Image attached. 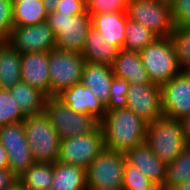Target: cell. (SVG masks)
<instances>
[{"mask_svg": "<svg viewBox=\"0 0 190 190\" xmlns=\"http://www.w3.org/2000/svg\"><path fill=\"white\" fill-rule=\"evenodd\" d=\"M21 82V54L7 42L0 45V89L10 90Z\"/></svg>", "mask_w": 190, "mask_h": 190, "instance_id": "603a6c76", "label": "cell"}, {"mask_svg": "<svg viewBox=\"0 0 190 190\" xmlns=\"http://www.w3.org/2000/svg\"><path fill=\"white\" fill-rule=\"evenodd\" d=\"M14 27L13 3L11 0H0V40L6 42Z\"/></svg>", "mask_w": 190, "mask_h": 190, "instance_id": "836d02e7", "label": "cell"}, {"mask_svg": "<svg viewBox=\"0 0 190 190\" xmlns=\"http://www.w3.org/2000/svg\"><path fill=\"white\" fill-rule=\"evenodd\" d=\"M125 157L129 164L139 168L155 185L164 186L167 165L155 156L146 142L133 147Z\"/></svg>", "mask_w": 190, "mask_h": 190, "instance_id": "e0dca14e", "label": "cell"}, {"mask_svg": "<svg viewBox=\"0 0 190 190\" xmlns=\"http://www.w3.org/2000/svg\"><path fill=\"white\" fill-rule=\"evenodd\" d=\"M146 144L168 165L187 147L181 121L165 116L147 124Z\"/></svg>", "mask_w": 190, "mask_h": 190, "instance_id": "7a4b0ae2", "label": "cell"}, {"mask_svg": "<svg viewBox=\"0 0 190 190\" xmlns=\"http://www.w3.org/2000/svg\"><path fill=\"white\" fill-rule=\"evenodd\" d=\"M149 190H168V189L163 185H154Z\"/></svg>", "mask_w": 190, "mask_h": 190, "instance_id": "ee69618b", "label": "cell"}, {"mask_svg": "<svg viewBox=\"0 0 190 190\" xmlns=\"http://www.w3.org/2000/svg\"><path fill=\"white\" fill-rule=\"evenodd\" d=\"M190 181V147L184 148L174 161L167 165L164 186L173 190L183 182Z\"/></svg>", "mask_w": 190, "mask_h": 190, "instance_id": "4316f807", "label": "cell"}, {"mask_svg": "<svg viewBox=\"0 0 190 190\" xmlns=\"http://www.w3.org/2000/svg\"><path fill=\"white\" fill-rule=\"evenodd\" d=\"M45 6L46 12L49 14L53 12L60 0H42Z\"/></svg>", "mask_w": 190, "mask_h": 190, "instance_id": "ab89813d", "label": "cell"}, {"mask_svg": "<svg viewBox=\"0 0 190 190\" xmlns=\"http://www.w3.org/2000/svg\"><path fill=\"white\" fill-rule=\"evenodd\" d=\"M154 185L147 176L140 172L139 168L125 162L122 186L124 190H149Z\"/></svg>", "mask_w": 190, "mask_h": 190, "instance_id": "1f68e13d", "label": "cell"}, {"mask_svg": "<svg viewBox=\"0 0 190 190\" xmlns=\"http://www.w3.org/2000/svg\"><path fill=\"white\" fill-rule=\"evenodd\" d=\"M182 71H190V27H174L169 36Z\"/></svg>", "mask_w": 190, "mask_h": 190, "instance_id": "f1b7e54d", "label": "cell"}, {"mask_svg": "<svg viewBox=\"0 0 190 190\" xmlns=\"http://www.w3.org/2000/svg\"><path fill=\"white\" fill-rule=\"evenodd\" d=\"M139 55L150 81L160 86L182 71L169 37H157Z\"/></svg>", "mask_w": 190, "mask_h": 190, "instance_id": "277c9868", "label": "cell"}, {"mask_svg": "<svg viewBox=\"0 0 190 190\" xmlns=\"http://www.w3.org/2000/svg\"><path fill=\"white\" fill-rule=\"evenodd\" d=\"M119 49L105 41L102 33L91 27L87 32L82 56L86 62L98 63L112 67Z\"/></svg>", "mask_w": 190, "mask_h": 190, "instance_id": "ffe728a7", "label": "cell"}, {"mask_svg": "<svg viewBox=\"0 0 190 190\" xmlns=\"http://www.w3.org/2000/svg\"><path fill=\"white\" fill-rule=\"evenodd\" d=\"M0 143L8 155V168L19 179L34 163L23 121L1 126Z\"/></svg>", "mask_w": 190, "mask_h": 190, "instance_id": "8fae6325", "label": "cell"}, {"mask_svg": "<svg viewBox=\"0 0 190 190\" xmlns=\"http://www.w3.org/2000/svg\"><path fill=\"white\" fill-rule=\"evenodd\" d=\"M9 91L26 116L44 112L48 97L41 91L22 81L15 84Z\"/></svg>", "mask_w": 190, "mask_h": 190, "instance_id": "cb8c5ba5", "label": "cell"}, {"mask_svg": "<svg viewBox=\"0 0 190 190\" xmlns=\"http://www.w3.org/2000/svg\"><path fill=\"white\" fill-rule=\"evenodd\" d=\"M49 52L21 54V81L51 97L48 69Z\"/></svg>", "mask_w": 190, "mask_h": 190, "instance_id": "9a60e30c", "label": "cell"}, {"mask_svg": "<svg viewBox=\"0 0 190 190\" xmlns=\"http://www.w3.org/2000/svg\"><path fill=\"white\" fill-rule=\"evenodd\" d=\"M112 67L86 62L83 67L81 83L95 94L106 106L110 98V86L113 79Z\"/></svg>", "mask_w": 190, "mask_h": 190, "instance_id": "d6986e66", "label": "cell"}, {"mask_svg": "<svg viewBox=\"0 0 190 190\" xmlns=\"http://www.w3.org/2000/svg\"><path fill=\"white\" fill-rule=\"evenodd\" d=\"M46 22L56 36V49L82 53L87 32L92 27L91 15L87 11L76 16L53 11L48 14Z\"/></svg>", "mask_w": 190, "mask_h": 190, "instance_id": "5b68a950", "label": "cell"}, {"mask_svg": "<svg viewBox=\"0 0 190 190\" xmlns=\"http://www.w3.org/2000/svg\"><path fill=\"white\" fill-rule=\"evenodd\" d=\"M54 11L69 16H76L86 12V0H60Z\"/></svg>", "mask_w": 190, "mask_h": 190, "instance_id": "d590c367", "label": "cell"}, {"mask_svg": "<svg viewBox=\"0 0 190 190\" xmlns=\"http://www.w3.org/2000/svg\"><path fill=\"white\" fill-rule=\"evenodd\" d=\"M113 75L128 80L130 84H144L150 81L139 52L120 49L112 65Z\"/></svg>", "mask_w": 190, "mask_h": 190, "instance_id": "44dd1931", "label": "cell"}, {"mask_svg": "<svg viewBox=\"0 0 190 190\" xmlns=\"http://www.w3.org/2000/svg\"><path fill=\"white\" fill-rule=\"evenodd\" d=\"M171 11L174 27H190V0H175Z\"/></svg>", "mask_w": 190, "mask_h": 190, "instance_id": "e575fe53", "label": "cell"}, {"mask_svg": "<svg viewBox=\"0 0 190 190\" xmlns=\"http://www.w3.org/2000/svg\"><path fill=\"white\" fill-rule=\"evenodd\" d=\"M147 124L128 108L106 112L99 121L105 148L126 154L145 142Z\"/></svg>", "mask_w": 190, "mask_h": 190, "instance_id": "6da1fadb", "label": "cell"}, {"mask_svg": "<svg viewBox=\"0 0 190 190\" xmlns=\"http://www.w3.org/2000/svg\"><path fill=\"white\" fill-rule=\"evenodd\" d=\"M8 167V155L5 148L0 143V168Z\"/></svg>", "mask_w": 190, "mask_h": 190, "instance_id": "f35d334b", "label": "cell"}, {"mask_svg": "<svg viewBox=\"0 0 190 190\" xmlns=\"http://www.w3.org/2000/svg\"><path fill=\"white\" fill-rule=\"evenodd\" d=\"M23 126L34 162L58 161L61 138L45 111L38 115L26 116Z\"/></svg>", "mask_w": 190, "mask_h": 190, "instance_id": "3957f363", "label": "cell"}, {"mask_svg": "<svg viewBox=\"0 0 190 190\" xmlns=\"http://www.w3.org/2000/svg\"><path fill=\"white\" fill-rule=\"evenodd\" d=\"M105 148L100 126L89 134L61 140L58 161L87 169Z\"/></svg>", "mask_w": 190, "mask_h": 190, "instance_id": "30bf717a", "label": "cell"}, {"mask_svg": "<svg viewBox=\"0 0 190 190\" xmlns=\"http://www.w3.org/2000/svg\"><path fill=\"white\" fill-rule=\"evenodd\" d=\"M26 115L9 90L0 89V127L24 121Z\"/></svg>", "mask_w": 190, "mask_h": 190, "instance_id": "f546056e", "label": "cell"}, {"mask_svg": "<svg viewBox=\"0 0 190 190\" xmlns=\"http://www.w3.org/2000/svg\"><path fill=\"white\" fill-rule=\"evenodd\" d=\"M173 190H190V181L183 182L182 184L176 186Z\"/></svg>", "mask_w": 190, "mask_h": 190, "instance_id": "b9f144b4", "label": "cell"}, {"mask_svg": "<svg viewBox=\"0 0 190 190\" xmlns=\"http://www.w3.org/2000/svg\"><path fill=\"white\" fill-rule=\"evenodd\" d=\"M108 190H124L123 188H118V189H108Z\"/></svg>", "mask_w": 190, "mask_h": 190, "instance_id": "bcb514c9", "label": "cell"}, {"mask_svg": "<svg viewBox=\"0 0 190 190\" xmlns=\"http://www.w3.org/2000/svg\"><path fill=\"white\" fill-rule=\"evenodd\" d=\"M128 19L142 24L158 37H169L174 29L171 6L155 0H129Z\"/></svg>", "mask_w": 190, "mask_h": 190, "instance_id": "9c48e42d", "label": "cell"}, {"mask_svg": "<svg viewBox=\"0 0 190 190\" xmlns=\"http://www.w3.org/2000/svg\"><path fill=\"white\" fill-rule=\"evenodd\" d=\"M129 0H86V11L90 15L126 12Z\"/></svg>", "mask_w": 190, "mask_h": 190, "instance_id": "d6a6232c", "label": "cell"}, {"mask_svg": "<svg viewBox=\"0 0 190 190\" xmlns=\"http://www.w3.org/2000/svg\"><path fill=\"white\" fill-rule=\"evenodd\" d=\"M155 1H157L159 3L167 4L169 6H172L175 2V0H155Z\"/></svg>", "mask_w": 190, "mask_h": 190, "instance_id": "7bdbcfd3", "label": "cell"}, {"mask_svg": "<svg viewBox=\"0 0 190 190\" xmlns=\"http://www.w3.org/2000/svg\"><path fill=\"white\" fill-rule=\"evenodd\" d=\"M125 162V154L104 148L86 169L87 189L122 188Z\"/></svg>", "mask_w": 190, "mask_h": 190, "instance_id": "52a82bcc", "label": "cell"}, {"mask_svg": "<svg viewBox=\"0 0 190 190\" xmlns=\"http://www.w3.org/2000/svg\"><path fill=\"white\" fill-rule=\"evenodd\" d=\"M19 181L27 190H50L53 181V163L34 162Z\"/></svg>", "mask_w": 190, "mask_h": 190, "instance_id": "484cf974", "label": "cell"}, {"mask_svg": "<svg viewBox=\"0 0 190 190\" xmlns=\"http://www.w3.org/2000/svg\"><path fill=\"white\" fill-rule=\"evenodd\" d=\"M157 37L158 36L147 27L128 19L125 27V42L122 49L140 52Z\"/></svg>", "mask_w": 190, "mask_h": 190, "instance_id": "83f0119b", "label": "cell"}, {"mask_svg": "<svg viewBox=\"0 0 190 190\" xmlns=\"http://www.w3.org/2000/svg\"><path fill=\"white\" fill-rule=\"evenodd\" d=\"M92 27L102 33L108 43L115 45L119 50L125 42V27L128 16L126 12H112L91 15Z\"/></svg>", "mask_w": 190, "mask_h": 190, "instance_id": "ac0fdd59", "label": "cell"}, {"mask_svg": "<svg viewBox=\"0 0 190 190\" xmlns=\"http://www.w3.org/2000/svg\"><path fill=\"white\" fill-rule=\"evenodd\" d=\"M180 121L184 132L186 144L188 147H190V115L182 118Z\"/></svg>", "mask_w": 190, "mask_h": 190, "instance_id": "74e56055", "label": "cell"}, {"mask_svg": "<svg viewBox=\"0 0 190 190\" xmlns=\"http://www.w3.org/2000/svg\"><path fill=\"white\" fill-rule=\"evenodd\" d=\"M6 42L20 54L56 49V36L46 21L32 26H14Z\"/></svg>", "mask_w": 190, "mask_h": 190, "instance_id": "4fadbf2b", "label": "cell"}, {"mask_svg": "<svg viewBox=\"0 0 190 190\" xmlns=\"http://www.w3.org/2000/svg\"><path fill=\"white\" fill-rule=\"evenodd\" d=\"M8 190H27L25 186L18 180H16Z\"/></svg>", "mask_w": 190, "mask_h": 190, "instance_id": "60d3db41", "label": "cell"}, {"mask_svg": "<svg viewBox=\"0 0 190 190\" xmlns=\"http://www.w3.org/2000/svg\"><path fill=\"white\" fill-rule=\"evenodd\" d=\"M44 111L61 140L89 134L99 126V120L93 115L74 112L57 97L46 99Z\"/></svg>", "mask_w": 190, "mask_h": 190, "instance_id": "8992f818", "label": "cell"}, {"mask_svg": "<svg viewBox=\"0 0 190 190\" xmlns=\"http://www.w3.org/2000/svg\"><path fill=\"white\" fill-rule=\"evenodd\" d=\"M85 63L81 53L51 50L48 61L51 97H56L63 90L81 83Z\"/></svg>", "mask_w": 190, "mask_h": 190, "instance_id": "ba28073f", "label": "cell"}, {"mask_svg": "<svg viewBox=\"0 0 190 190\" xmlns=\"http://www.w3.org/2000/svg\"><path fill=\"white\" fill-rule=\"evenodd\" d=\"M16 180L18 179L8 167L0 168V190H8Z\"/></svg>", "mask_w": 190, "mask_h": 190, "instance_id": "8d00e7d4", "label": "cell"}, {"mask_svg": "<svg viewBox=\"0 0 190 190\" xmlns=\"http://www.w3.org/2000/svg\"><path fill=\"white\" fill-rule=\"evenodd\" d=\"M48 13L42 0H20L13 4L14 26H32L46 21Z\"/></svg>", "mask_w": 190, "mask_h": 190, "instance_id": "d4e9b609", "label": "cell"}, {"mask_svg": "<svg viewBox=\"0 0 190 190\" xmlns=\"http://www.w3.org/2000/svg\"><path fill=\"white\" fill-rule=\"evenodd\" d=\"M130 82L124 78L113 77L110 86V98L107 102L106 112L127 108V93Z\"/></svg>", "mask_w": 190, "mask_h": 190, "instance_id": "4dcf8cb0", "label": "cell"}, {"mask_svg": "<svg viewBox=\"0 0 190 190\" xmlns=\"http://www.w3.org/2000/svg\"><path fill=\"white\" fill-rule=\"evenodd\" d=\"M13 4L20 2V0H11Z\"/></svg>", "mask_w": 190, "mask_h": 190, "instance_id": "f6af8a7d", "label": "cell"}, {"mask_svg": "<svg viewBox=\"0 0 190 190\" xmlns=\"http://www.w3.org/2000/svg\"><path fill=\"white\" fill-rule=\"evenodd\" d=\"M74 112L93 115L99 121L106 114L105 105L95 94L82 83L75 84L69 89L63 90L56 96Z\"/></svg>", "mask_w": 190, "mask_h": 190, "instance_id": "2e32d148", "label": "cell"}, {"mask_svg": "<svg viewBox=\"0 0 190 190\" xmlns=\"http://www.w3.org/2000/svg\"><path fill=\"white\" fill-rule=\"evenodd\" d=\"M127 108L151 123L163 116L161 108V86L152 82L132 83L127 93Z\"/></svg>", "mask_w": 190, "mask_h": 190, "instance_id": "5bb4252c", "label": "cell"}, {"mask_svg": "<svg viewBox=\"0 0 190 190\" xmlns=\"http://www.w3.org/2000/svg\"><path fill=\"white\" fill-rule=\"evenodd\" d=\"M86 175L83 167L56 161L50 190H88Z\"/></svg>", "mask_w": 190, "mask_h": 190, "instance_id": "7402d4cb", "label": "cell"}, {"mask_svg": "<svg viewBox=\"0 0 190 190\" xmlns=\"http://www.w3.org/2000/svg\"><path fill=\"white\" fill-rule=\"evenodd\" d=\"M162 114L181 120L190 115V72L181 71L161 85Z\"/></svg>", "mask_w": 190, "mask_h": 190, "instance_id": "7c38bea8", "label": "cell"}]
</instances>
